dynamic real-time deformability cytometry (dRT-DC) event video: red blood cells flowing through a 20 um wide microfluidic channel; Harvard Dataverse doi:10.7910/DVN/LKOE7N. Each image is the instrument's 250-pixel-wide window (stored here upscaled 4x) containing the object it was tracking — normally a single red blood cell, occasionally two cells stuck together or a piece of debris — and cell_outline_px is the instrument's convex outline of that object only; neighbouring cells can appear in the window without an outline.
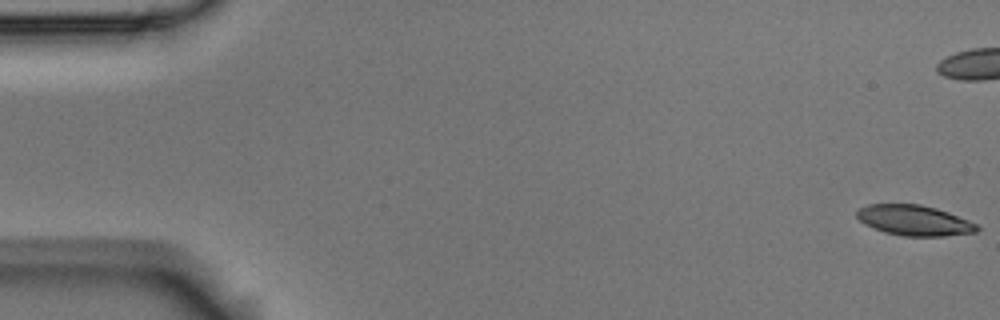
{"species": "Egyptian fruit bat (a non-hibernating species)", "species_latin": "Rousettus aegyptiacus", "temperature_condition": "room temperature", "stored_images_in_passage": 58, "camera_frame_rate_fps": 3000, "um_per_image_px": 0.085, "animal": {"sex": "male"}, "frame": {"image": 1, "passage_image": 1, "time_ms": 0.0, "image_size_px": [1000, 320], "cell_outline_px": [[980, 228], [976, 232], [944, 236], [904, 236], [884, 232], [864, 224], [856, 216], [856, 212], [860, 208], [868, 204], [920, 204], [936, 208], [948, 212], [968, 220], [976, 224]], "centroid_in_image_um": [77.7, 18.73], "position_along_channel_um": 7.3, "area_um2": 21.21}}
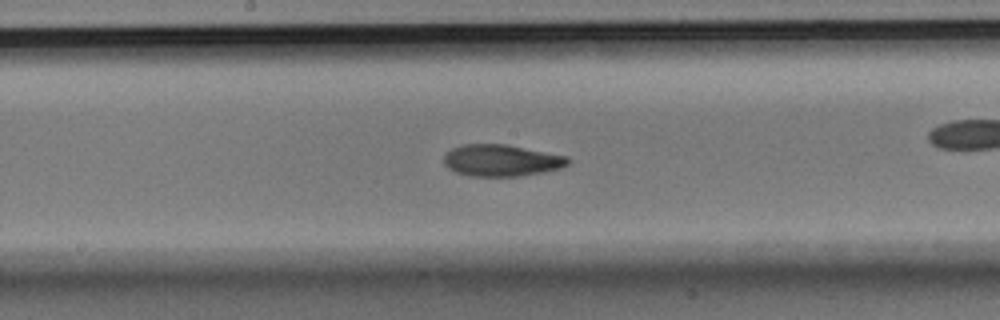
{"frame": {"image": 2, "passage_image": 30, "time_ms": 9.667, "image_size_px": [1000, 320], "cell_outline_px": [[572, 160], [568, 164], [560, 168], [544, 172], [520, 176], [468, 176], [456, 172], [448, 168], [444, 164], [444, 156], [452, 148], [460, 144], [508, 144], [568, 156]], "centroid_in_image_um": [42.64, 13.63], "position_along_channel_um": 205.6, "area_um2": 23.18}}
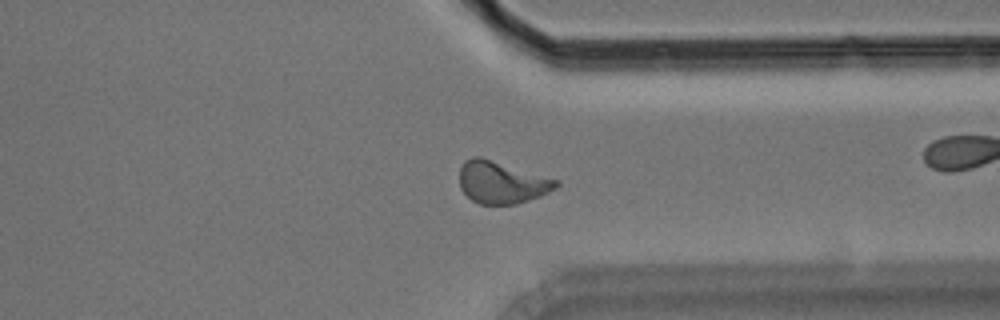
{"frame": {"image": 3, "passage_image": 44, "time_ms": 14.333, "image_size_px": [1000, 320], "cell_outline_px": [[560, 184], [556, 188], [540, 196], [516, 204], [480, 204], [472, 200], [460, 188], [460, 168], [464, 160], [472, 156], [480, 156], [556, 180]], "centroid_in_image_um": [42.6, 15.5], "position_along_channel_um": 368.8, "area_um2": 23.41}, "authors_computed_cell_mechanics": {"area_um2": 22.5709, "velocity_mm_per_s": 3.5154, "shape_relaxation_time_tau1_ms": 4.3477, "shape_relaxation_time_tau2_ms": 3.6262, "deformation_change_tau1": 0.1863, "deformation_change_tau2": 0.1044}}